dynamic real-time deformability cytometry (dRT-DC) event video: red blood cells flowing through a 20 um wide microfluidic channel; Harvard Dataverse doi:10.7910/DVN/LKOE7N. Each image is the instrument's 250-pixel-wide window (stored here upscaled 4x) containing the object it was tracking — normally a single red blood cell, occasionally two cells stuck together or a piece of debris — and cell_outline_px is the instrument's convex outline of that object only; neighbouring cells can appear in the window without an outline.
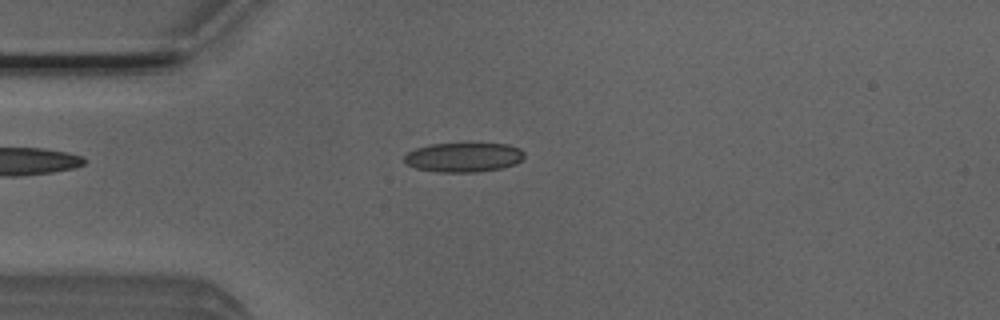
{"species": "Egyptian fruit bat (a non-hibernating species)", "species_latin": "Rousettus aegyptiacus", "temperature_condition": "room temperature", "stored_images_in_passage": 2, "camera_frame_rate_fps": 3000, "um_per_image_px": 0.085, "animal": {"sex": "male"}, "frame": {"image": 1, "passage_image": 1, "time_ms": 0.0, "image_size_px": [1000, 320], "cell_outline_px": [[524, 156], [516, 164], [504, 168], [476, 172], [436, 172], [416, 168], [408, 164], [404, 160], [404, 156], [408, 152], [416, 148], [432, 144], [508, 144], [520, 148], [524, 152]], "centroid_in_image_um": [39.43, 13.38], "position_along_channel_um": 45.6, "area_um2": 20.52}}